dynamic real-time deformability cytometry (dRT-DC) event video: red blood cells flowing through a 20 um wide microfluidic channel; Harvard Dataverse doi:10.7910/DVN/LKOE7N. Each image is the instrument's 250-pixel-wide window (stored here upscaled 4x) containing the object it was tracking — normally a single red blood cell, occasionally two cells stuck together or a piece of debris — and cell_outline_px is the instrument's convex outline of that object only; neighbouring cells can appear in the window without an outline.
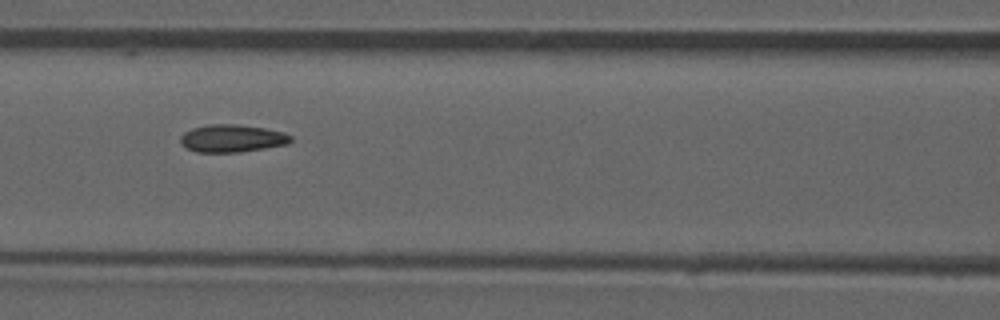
{"species": "common noctule bat (a hibernating species)", "species_latin": "Nyctalus noctula", "temperature_condition": "room temperature", "stored_images_in_passage": 52, "camera_frame_rate_fps": 3000, "um_per_image_px": 0.085, "animal": {"sex": "male", "forearm_length_mm": 52.5}, "frame": {"image": 1, "passage_image": 23, "time_ms": 7.333, "image_size_px": [1000, 320], "cell_outline_px": [[292, 140], [288, 144], [240, 152], [196, 152], [180, 144], [180, 136], [184, 132], [192, 128], [208, 124], [236, 124], [264, 128], [284, 132], [292, 136]], "centroid_in_image_um": [19.71, 11.76], "position_along_channel_um": 146.9, "area_um2": 17.8}, "authors_computed_cell_mechanics": {"area_um2": 17.6001, "velocity_mm_per_s": 3.9529, "shape_relaxation_time_tau1_ms": null, "shape_relaxation_time_tau2_ms": 2.1655, "deformation_change_tau1": null, "deformation_change_tau2": 0.073}}